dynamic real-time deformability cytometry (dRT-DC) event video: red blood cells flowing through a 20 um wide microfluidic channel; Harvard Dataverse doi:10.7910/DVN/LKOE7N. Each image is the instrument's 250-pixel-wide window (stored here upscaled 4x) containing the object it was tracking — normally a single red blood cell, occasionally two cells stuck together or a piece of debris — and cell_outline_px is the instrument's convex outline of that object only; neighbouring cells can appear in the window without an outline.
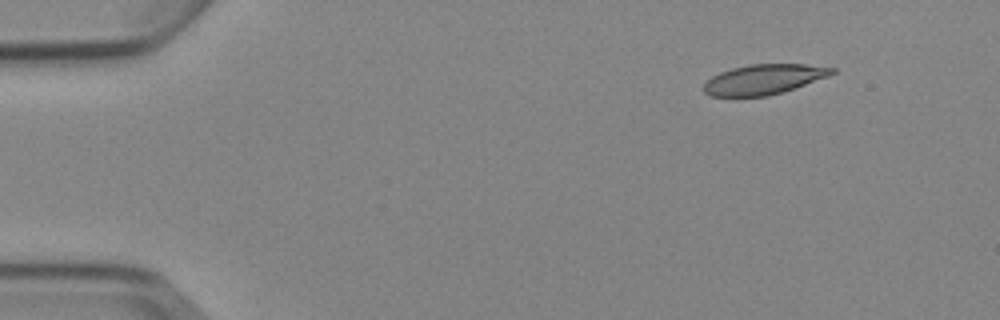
{"species": "Egyptian fruit bat (a non-hibernating species)", "species_latin": "Rousettus aegyptiacus", "temperature_condition": "cold", "stored_images_in_passage": 7, "camera_frame_rate_fps": 3000, "um_per_image_px": 0.085, "animal": {"sex": "female"}, "frame": {"image": 1, "passage_image": 1, "time_ms": 0.0, "image_size_px": [1000, 320], "cell_outline_px": [[836, 72], [828, 76], [768, 96], [712, 96], [704, 92], [700, 88], [712, 76], [720, 72], [732, 68], [748, 64], [804, 64], [836, 68]], "centroid_in_image_um": [64.88, 6.73], "position_along_channel_um": 20.1, "area_um2": 22.2}}
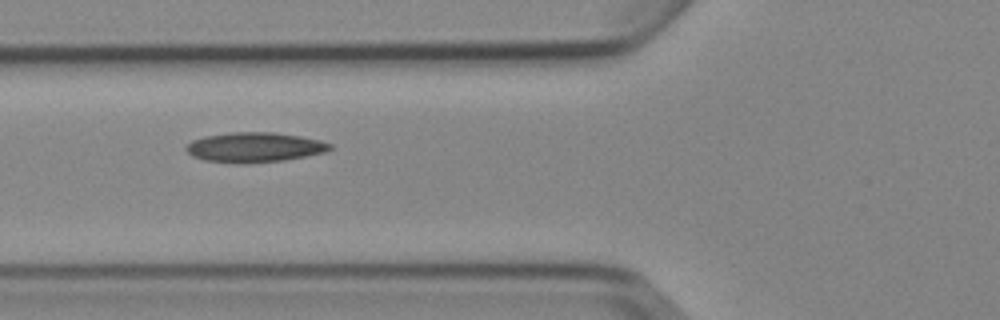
{"frame": {"image": 2, "passage_image": 5, "time_ms": 4.667, "image_size_px": [1000, 320], "cell_outline_px": [[332, 148], [324, 152], [284, 160], [244, 164], [204, 160], [192, 156], [184, 148], [192, 140], [204, 136], [232, 132], [272, 132], [300, 136], [320, 140], [332, 144]], "centroid_in_image_um": [21.61, 12.52], "position_along_channel_um": 104.2, "area_um2": 24.97}}
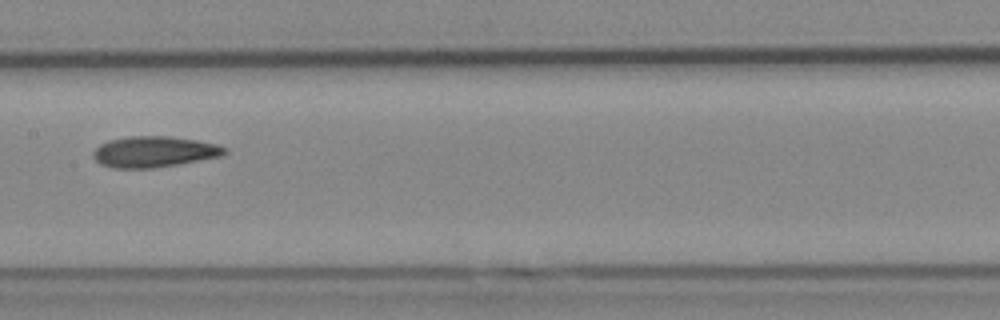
{"frame": {"image": 3, "passage_image": 7, "time_ms": 7.0, "image_size_px": [1000, 320], "cell_outline_px": [[228, 152], [220, 156], [176, 164], [152, 168], [112, 168], [100, 164], [92, 156], [92, 152], [100, 144], [108, 140], [128, 136], [168, 136], [196, 140], [216, 144], [228, 148]], "centroid_in_image_um": [13.06, 12.89], "position_along_channel_um": 194.3, "area_um2": 23.64}}